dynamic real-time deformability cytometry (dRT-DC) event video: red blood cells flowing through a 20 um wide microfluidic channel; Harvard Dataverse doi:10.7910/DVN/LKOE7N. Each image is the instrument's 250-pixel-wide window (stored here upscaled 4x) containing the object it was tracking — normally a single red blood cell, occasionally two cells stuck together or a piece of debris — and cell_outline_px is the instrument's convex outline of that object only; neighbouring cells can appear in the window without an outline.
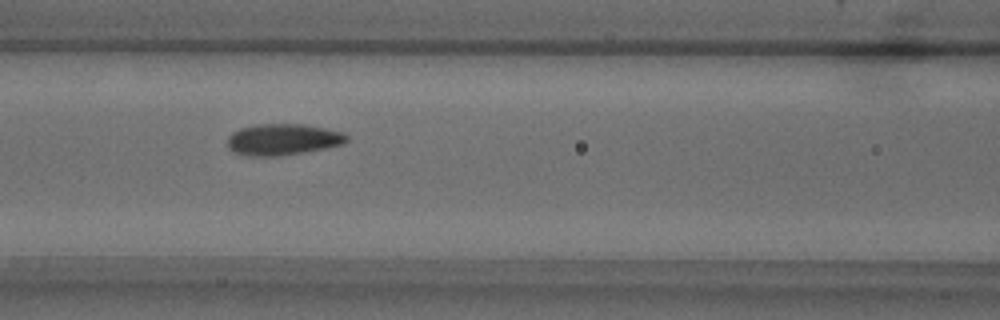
{"species": "common noctule bat (a hibernating species)", "species_latin": "Nyctalus noctula", "temperature_condition": "warm", "stored_images_in_passage": 53, "camera_frame_rate_fps": 3000, "um_per_image_px": 0.085, "animal": {"sex": "male", "body_mass_g": 18.8}, "frame": {"image": 1, "passage_image": 22, "time_ms": 7.0, "image_size_px": [1000, 320], "cell_outline_px": [[348, 140], [344, 144], [324, 148], [276, 156], [252, 156], [236, 152], [228, 148], [228, 136], [232, 132], [240, 128], [256, 124], [304, 124], [344, 132], [348, 136]], "centroid_in_image_um": [24.05, 11.84], "position_along_channel_um": 142.6, "area_um2": 21.62}}
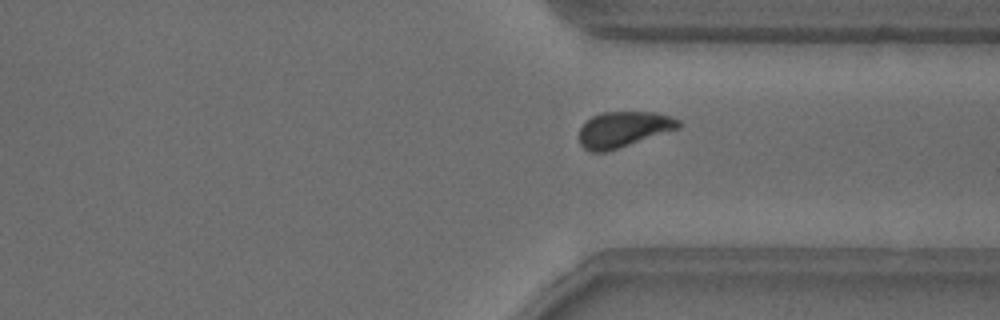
{"frame": {"image": 2, "passage_image": 39, "time_ms": 12.667, "image_size_px": [1000, 320], "cell_outline_px": [[680, 128], [604, 152], [592, 152], [584, 148], [580, 144], [580, 128], [592, 116], [600, 112], [656, 112], [680, 120]], "centroid_in_image_um": [52.99, 10.98], "position_along_channel_um": 358.4, "area_um2": 20.35}}
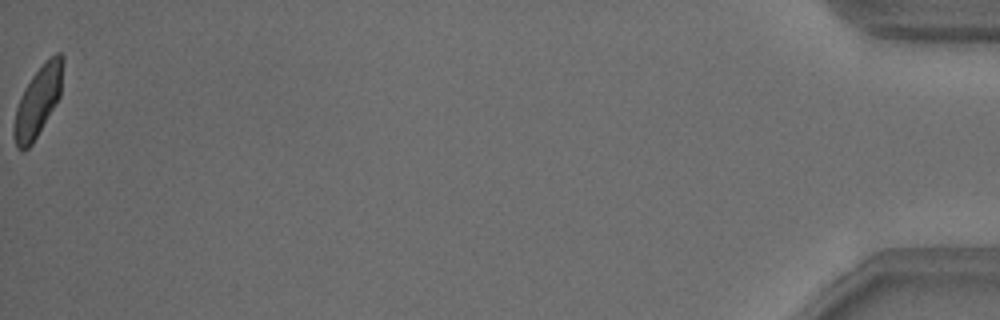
{"frame": {"image": 3, "passage_image": 53, "time_ms": 17.333, "image_size_px": [1000, 320], "cell_outline_px": [[64, 60], [60, 96], [32, 144], [28, 148], [20, 152], [16, 148], [12, 136], [12, 128], [16, 108], [20, 96], [24, 88], [32, 76], [44, 60], [48, 56], [56, 52], [60, 52], [64, 56]], "centroid_in_image_um": [3.2, 8.59], "position_along_channel_um": 432.0, "area_um2": 20.35}, "authors_computed_cell_mechanics": {"area_um2": 20.9814, "velocity_mm_per_s": 3.8195, "shape_relaxation_time_tau1_ms": 3.5815, "shape_relaxation_time_tau2_ms": 1.1699, "deformation_change_tau1": 0.1362, "deformation_change_tau2": 0.0554}}